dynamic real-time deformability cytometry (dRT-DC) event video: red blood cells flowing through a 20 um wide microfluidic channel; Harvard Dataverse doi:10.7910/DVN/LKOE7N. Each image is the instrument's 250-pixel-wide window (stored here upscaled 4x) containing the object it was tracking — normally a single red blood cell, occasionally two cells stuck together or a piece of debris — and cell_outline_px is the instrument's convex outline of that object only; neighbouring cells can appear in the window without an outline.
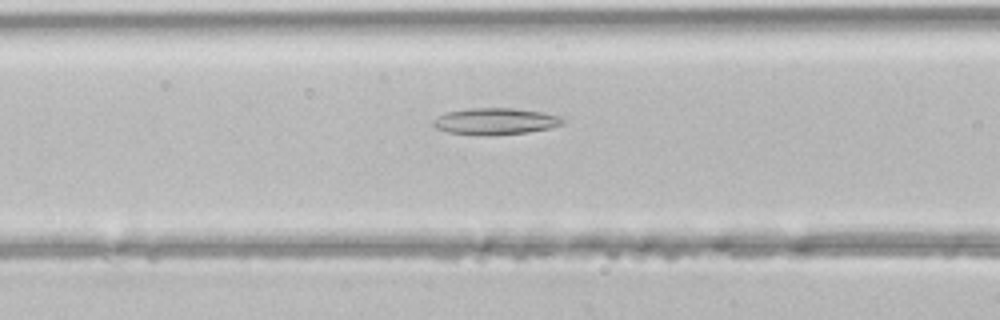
{"species": "common noctule bat (a hibernating species)", "species_latin": "Nyctalus noctula", "temperature_condition": "room temperature", "stored_images_in_passage": 40, "camera_frame_rate_fps": 3000, "um_per_image_px": 0.085, "animal": {"sex": "male", "body_mass_g": 21.5, "forearm_length_mm": 52.0}, "frame": {"image": 1, "passage_image": 11, "time_ms": 3.333, "image_size_px": [1000, 320], "cell_outline_px": [[564, 120], [560, 124], [548, 128], [528, 132], [488, 136], [480, 136], [448, 132], [436, 128], [432, 124], [432, 120], [436, 116], [448, 112], [468, 108], [512, 108], [544, 112], [560, 116]], "centroid_in_image_um": [42.05, 10.31], "position_along_channel_um": 124.5, "area_um2": 20.17}}
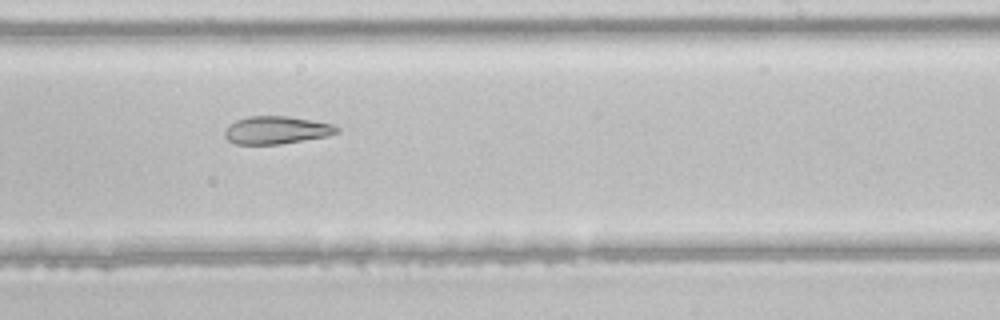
{"frame": {"image": 2, "passage_image": 21, "time_ms": 6.667, "image_size_px": [1000, 320], "cell_outline_px": [[340, 128], [336, 132], [328, 136], [280, 144], [236, 144], [228, 140], [224, 136], [224, 132], [228, 124], [236, 120], [248, 116], [288, 116], [312, 120], [332, 124]], "centroid_in_image_um": [23.46, 11.05], "position_along_channel_um": 265.5, "area_um2": 18.15}}
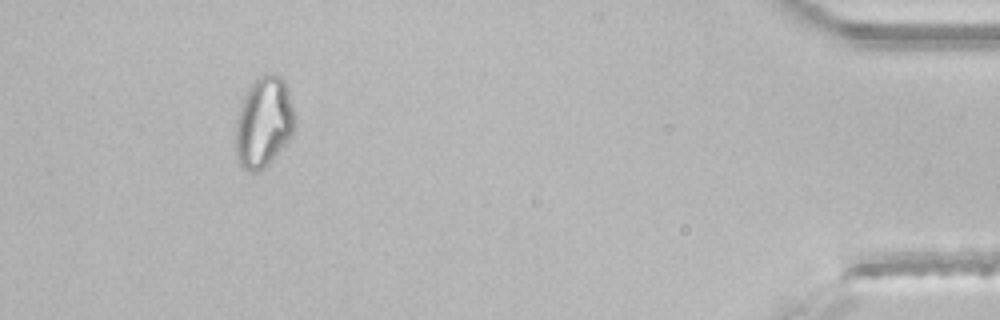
{"frame": {"image": 3, "passage_image": 36, "time_ms": 11.667, "image_size_px": [1000, 320], "cell_outline_px": [[296, 124], [292, 136], [268, 164], [264, 168], [256, 172], [248, 172], [240, 164], [236, 156], [236, 120], [240, 104], [248, 88], [264, 72], [268, 72], [280, 76], [284, 80], [288, 88], [296, 116]], "centroid_in_image_um": [22.44, 10.37], "position_along_channel_um": 412.8, "area_um2": 31.56}}